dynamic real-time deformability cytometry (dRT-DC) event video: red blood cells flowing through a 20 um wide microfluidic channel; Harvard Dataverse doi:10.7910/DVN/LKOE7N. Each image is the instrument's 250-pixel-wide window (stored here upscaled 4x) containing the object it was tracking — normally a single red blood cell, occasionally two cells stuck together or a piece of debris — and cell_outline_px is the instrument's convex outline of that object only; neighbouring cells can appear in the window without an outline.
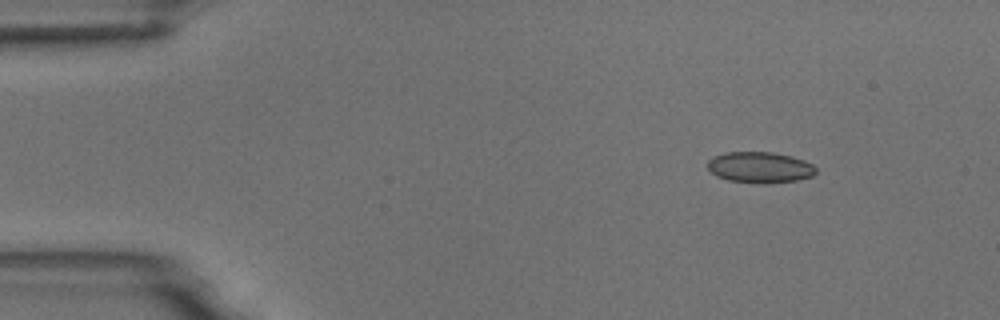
{"species": "common noctule bat (a hibernating species)", "species_latin": "Nyctalus noctula", "temperature_condition": "room temperature", "stored_images_in_passage": 5, "camera_frame_rate_fps": 3000, "um_per_image_px": 0.085, "animal": {"sex": "male", "body_mass_g": 18.8}, "frame": {"image": 1, "passage_image": 1, "time_ms": 0.0, "image_size_px": [1000, 320], "cell_outline_px": [[816, 172], [812, 176], [796, 180], [764, 184], [728, 180], [716, 176], [708, 168], [708, 160], [712, 156], [724, 152], [772, 152], [792, 156], [804, 160], [812, 164], [816, 168]], "centroid_in_image_um": [64.58, 14.22], "position_along_channel_um": 20.4, "area_um2": 19.65}}
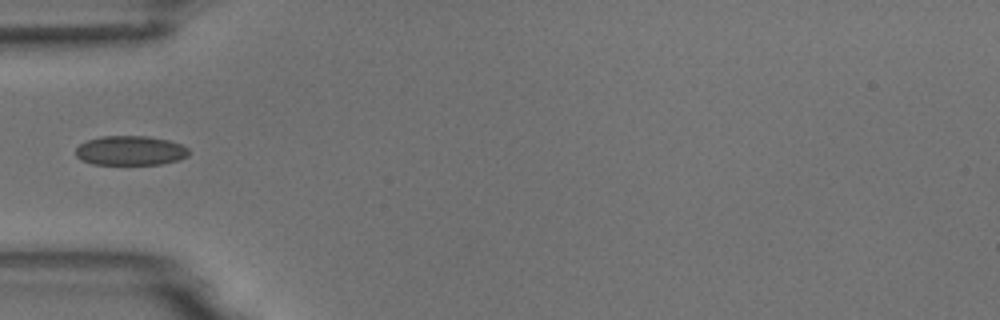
{"frame": {"image": 2, "passage_image": 4, "time_ms": 3.667, "image_size_px": [1000, 320], "cell_outline_px": [[188, 156], [180, 160], [160, 164], [92, 164], [76, 156], [76, 148], [80, 144], [88, 140], [100, 136], [148, 136], [168, 140], [180, 144], [188, 148]], "centroid_in_image_um": [11.1, 12.8], "position_along_channel_um": 73.9, "area_um2": 19.36}}